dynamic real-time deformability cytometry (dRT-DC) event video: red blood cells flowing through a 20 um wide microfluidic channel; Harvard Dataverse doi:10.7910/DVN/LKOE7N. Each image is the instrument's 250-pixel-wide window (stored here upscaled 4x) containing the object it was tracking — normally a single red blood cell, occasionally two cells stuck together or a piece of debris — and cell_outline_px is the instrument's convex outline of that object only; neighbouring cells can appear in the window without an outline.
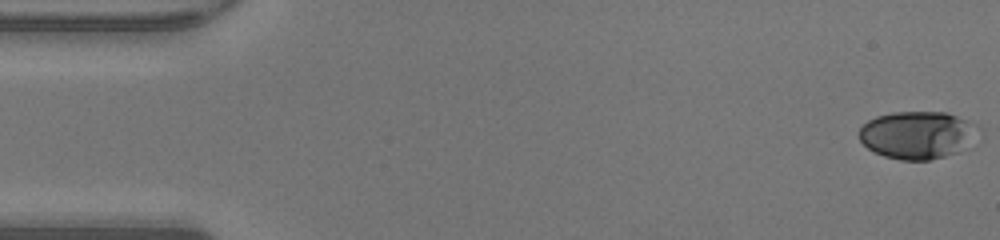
{"species": "human", "species_latin": "Homo sapiens", "temperature_condition": "warm", "stored_images_in_passage": 48, "camera_frame_rate_fps": 3000, "um_per_image_px": 0.085, "donor": {"sex": "male"}, "frame": {"image": 1, "passage_image": 1, "time_ms": 0.0, "image_size_px": [1000, 240], "cell_outline_px": [[984, 140], [972, 148], [944, 156], [928, 160], [900, 160], [884, 156], [868, 148], [860, 140], [856, 132], [868, 120], [876, 116], [892, 112], [948, 112], [968, 120], [984, 128]], "centroid_in_image_um": [78.17, 11.47], "position_along_channel_um": 6.8, "area_um2": 34.62}}
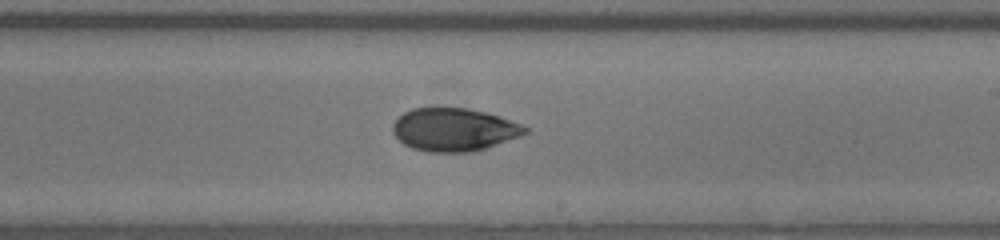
{"frame": {"image": 2, "passage_image": 28, "time_ms": 9.0, "image_size_px": [1000, 240], "cell_outline_px": [[528, 132], [520, 136], [472, 152], [428, 152], [412, 148], [404, 144], [392, 132], [392, 124], [404, 112], [412, 108], [468, 108], [488, 112], [500, 116], [520, 124], [528, 128]], "centroid_in_image_um": [38.58, 11.01], "position_along_channel_um": 250.4, "area_um2": 33.06}}
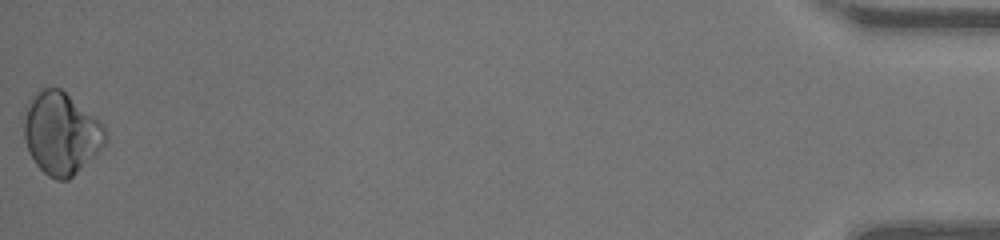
{"frame": {"image": 3, "passage_image": 48, "time_ms": 15.667, "image_size_px": [1000, 240], "cell_outline_px": [[108, 140], [104, 148], [68, 180], [56, 180], [48, 176], [36, 164], [28, 152], [24, 136], [24, 120], [28, 100], [32, 96], [44, 88], [60, 88], [100, 120], [104, 124], [108, 132]], "centroid_in_image_um": [5.24, 11.35], "position_along_channel_um": 430.0, "area_um2": 39.3}, "authors_computed_cell_mechanics": {"area_um2": 33.4951, "velocity_mm_per_s": 4.3208, "shape_relaxation_time_tau1_ms": 3.148, "shape_relaxation_time_tau2_ms": 4.0202, "deformation_change_tau1": 0.1156, "deformation_change_tau2": 0.0337}}